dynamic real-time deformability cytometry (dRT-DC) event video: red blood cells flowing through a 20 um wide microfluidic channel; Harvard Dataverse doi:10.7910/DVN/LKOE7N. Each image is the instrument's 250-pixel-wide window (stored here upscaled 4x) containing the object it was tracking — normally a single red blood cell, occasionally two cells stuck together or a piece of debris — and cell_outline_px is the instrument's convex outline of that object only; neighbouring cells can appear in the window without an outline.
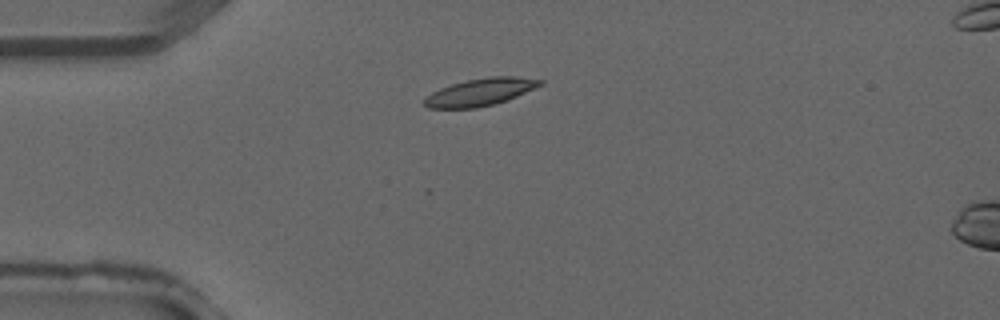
{"species": "common noctule bat (a hibernating species)", "species_latin": "Nyctalus noctula", "temperature_condition": "warm", "stored_images_in_passage": 4, "camera_frame_rate_fps": 3000, "um_per_image_px": 0.085, "animal": {"sex": "male", "forearm_length_mm": 52.5}, "frame": {"image": 1, "passage_image": 2, "time_ms": 0.333, "image_size_px": [1000, 320], "cell_outline_px": [[544, 84], [536, 88], [516, 96], [492, 104], [476, 108], [428, 108], [424, 104], [424, 100], [432, 92], [440, 88], [452, 84], [468, 80], [492, 76], [512, 76], [544, 80]], "centroid_in_image_um": [40.84, 7.82], "position_along_channel_um": 44.2, "area_um2": 18.15}}